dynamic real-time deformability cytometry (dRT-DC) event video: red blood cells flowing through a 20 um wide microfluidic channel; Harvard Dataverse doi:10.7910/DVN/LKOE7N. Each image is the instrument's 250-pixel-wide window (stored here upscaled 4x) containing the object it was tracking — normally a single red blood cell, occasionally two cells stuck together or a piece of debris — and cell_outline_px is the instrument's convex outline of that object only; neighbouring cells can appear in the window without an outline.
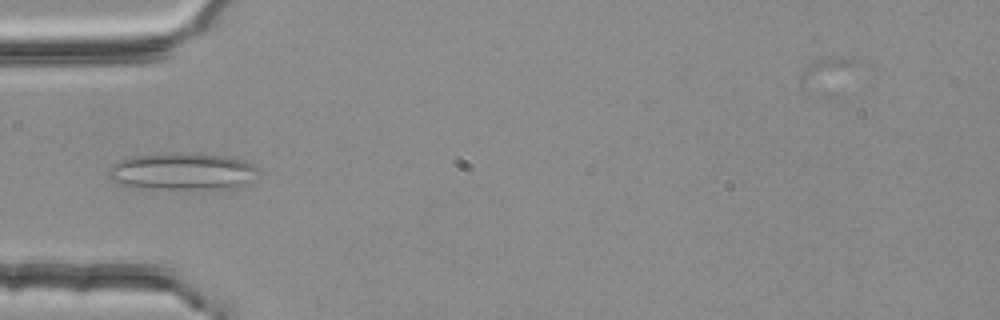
{"species": "common noctule bat (a hibernating species)", "species_latin": "Nyctalus noctula", "temperature_condition": "room temperature", "stored_images_in_passage": 4, "camera_frame_rate_fps": 3000, "um_per_image_px": 0.085, "animal": {"sex": "female", "body_mass_g": 25.1}, "frame": {"image": 1, "passage_image": 4, "time_ms": 1.0, "image_size_px": [1000, 320], "cell_outline_px": [[260, 172], [240, 184], [228, 188], [156, 188], [120, 184], [112, 180], [108, 176], [108, 168], [112, 164], [128, 156], [168, 152], [192, 152], [228, 156], [252, 164]], "centroid_in_image_um": [15.42, 14.52], "position_along_channel_um": 69.6, "area_um2": 32.02}}